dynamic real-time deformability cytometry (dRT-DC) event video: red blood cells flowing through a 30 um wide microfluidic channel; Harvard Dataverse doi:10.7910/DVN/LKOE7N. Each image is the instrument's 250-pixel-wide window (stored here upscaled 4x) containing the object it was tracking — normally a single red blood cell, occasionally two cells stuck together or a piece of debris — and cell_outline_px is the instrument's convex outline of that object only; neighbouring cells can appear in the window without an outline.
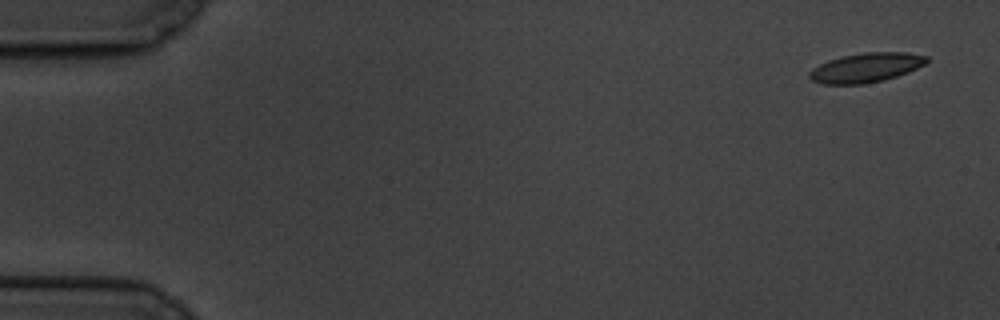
{"species": "common noctule bat (a hibernating species)", "species_latin": "Nyctalus noctula", "temperature_condition": "cold", "stored_images_in_passage": 6, "camera_frame_rate_fps": 3000, "um_per_image_px": 0.085, "animal": {"sex": "male", "body_mass_g": 19.5, "forearm_length_mm": 54.6}, "frame": {"image": 1, "passage_image": 1, "time_ms": 0.0, "image_size_px": [1000, 320], "cell_outline_px": [[928, 60], [924, 64], [908, 72], [884, 80], [864, 84], [824, 84], [812, 80], [808, 76], [808, 72], [812, 68], [828, 60], [844, 56], [864, 52], [904, 52], [928, 56]], "centroid_in_image_um": [73.59, 5.75], "position_along_channel_um": 11.4, "area_um2": 20.0}}
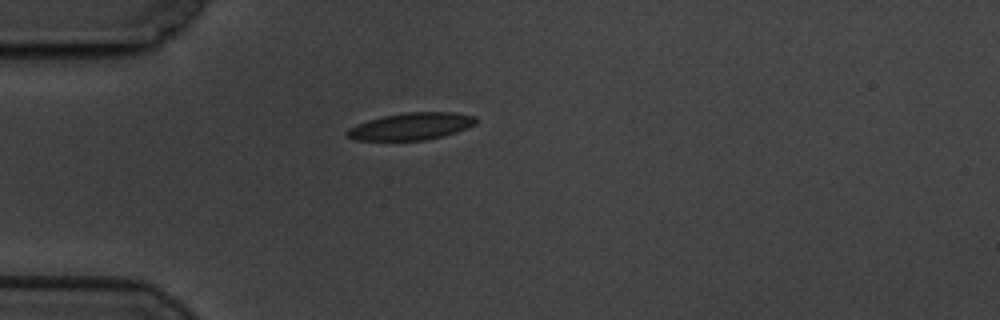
{"frame": {"image": 2, "passage_image": 5, "time_ms": 4.667, "image_size_px": [1000, 320], "cell_outline_px": [[476, 124], [468, 128], [444, 136], [424, 140], [356, 140], [348, 136], [344, 132], [348, 128], [356, 124], [368, 120], [384, 116], [404, 112], [456, 112], [476, 116]], "centroid_in_image_um": [34.97, 10.73], "position_along_channel_um": 50.0, "area_um2": 20.46}}